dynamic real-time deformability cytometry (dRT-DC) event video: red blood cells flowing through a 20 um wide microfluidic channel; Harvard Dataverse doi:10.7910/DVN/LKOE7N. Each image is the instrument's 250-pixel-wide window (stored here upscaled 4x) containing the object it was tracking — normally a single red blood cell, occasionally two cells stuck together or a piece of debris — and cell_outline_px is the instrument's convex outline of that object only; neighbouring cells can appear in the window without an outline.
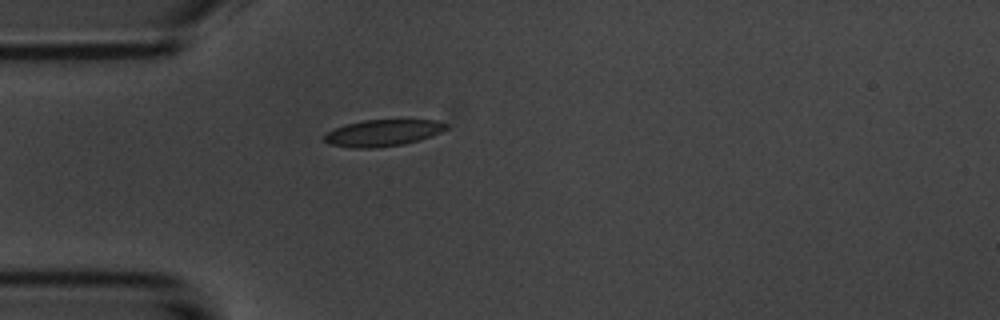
{"species": "common noctule bat (a hibernating species)", "species_latin": "Nyctalus noctula", "temperature_condition": "room temperature", "stored_images_in_passage": 5, "camera_frame_rate_fps": 3000, "um_per_image_px": 0.085, "animal": {"sex": "male", "body_mass_g": 20.1, "forearm_length_mm": 53.5}, "frame": {"image": 1, "passage_image": 5, "time_ms": 5.667, "image_size_px": [1000, 320], "cell_outline_px": [[448, 128], [440, 132], [420, 140], [404, 144], [372, 148], [352, 148], [328, 144], [324, 140], [324, 136], [328, 132], [344, 124], [364, 120], [436, 120], [448, 124]], "centroid_in_image_um": [32.53, 11.3], "position_along_channel_um": 52.5, "area_um2": 18.84}}